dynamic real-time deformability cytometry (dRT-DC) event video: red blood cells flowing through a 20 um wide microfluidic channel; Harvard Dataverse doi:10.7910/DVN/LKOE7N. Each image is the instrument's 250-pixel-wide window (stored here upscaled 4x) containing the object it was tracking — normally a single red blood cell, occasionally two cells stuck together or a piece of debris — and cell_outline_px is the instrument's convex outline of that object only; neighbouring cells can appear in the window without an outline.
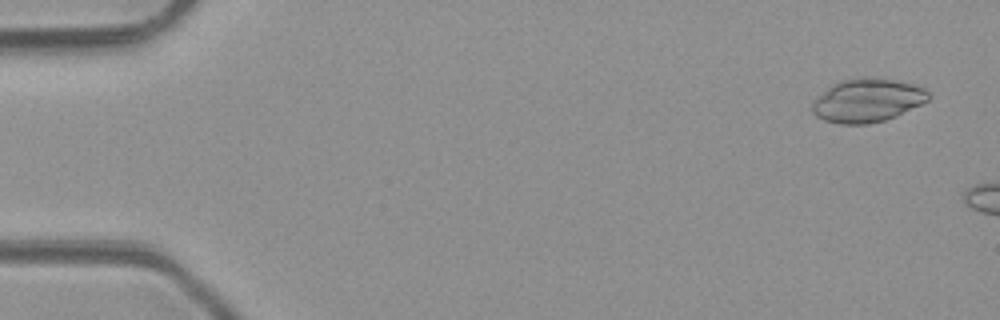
{"species": "common noctule bat (a hibernating species)", "species_latin": "Nyctalus noctula", "temperature_condition": "room temperature", "stored_images_in_passage": 5, "camera_frame_rate_fps": 3000, "um_per_image_px": 0.085, "animal": {"sex": "male", "body_mass_g": 23.1, "forearm_length_mm": 52.7}, "frame": {"image": 1, "passage_image": 5, "time_ms": 5.667, "image_size_px": [1000, 320], "cell_outline_px": [[932, 96], [928, 100], [896, 116], [884, 120], [868, 124], [840, 124], [824, 120], [816, 116], [812, 112], [812, 104], [816, 96], [832, 84], [840, 80], [864, 76], [868, 76], [896, 80], [912, 84], [924, 88]], "centroid_in_image_um": [73.7, 8.52], "position_along_channel_um": 11.3, "area_um2": 29.65}}